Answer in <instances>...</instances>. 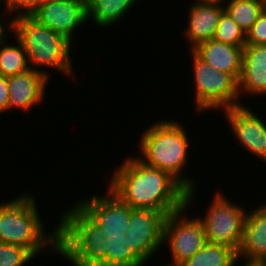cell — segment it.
Instances as JSON below:
<instances>
[{"label":"cell","instance_id":"cell-1","mask_svg":"<svg viewBox=\"0 0 266 266\" xmlns=\"http://www.w3.org/2000/svg\"><path fill=\"white\" fill-rule=\"evenodd\" d=\"M110 190L133 209H150L165 216L186 206L187 190L168 172L128 159L111 179Z\"/></svg>","mask_w":266,"mask_h":266},{"label":"cell","instance_id":"cell-25","mask_svg":"<svg viewBox=\"0 0 266 266\" xmlns=\"http://www.w3.org/2000/svg\"><path fill=\"white\" fill-rule=\"evenodd\" d=\"M246 44L266 45V12H262L255 24L246 32Z\"/></svg>","mask_w":266,"mask_h":266},{"label":"cell","instance_id":"cell-15","mask_svg":"<svg viewBox=\"0 0 266 266\" xmlns=\"http://www.w3.org/2000/svg\"><path fill=\"white\" fill-rule=\"evenodd\" d=\"M266 94V45L246 44L242 53V73L238 91Z\"/></svg>","mask_w":266,"mask_h":266},{"label":"cell","instance_id":"cell-19","mask_svg":"<svg viewBox=\"0 0 266 266\" xmlns=\"http://www.w3.org/2000/svg\"><path fill=\"white\" fill-rule=\"evenodd\" d=\"M137 0H87V18L93 17L100 26L119 21Z\"/></svg>","mask_w":266,"mask_h":266},{"label":"cell","instance_id":"cell-20","mask_svg":"<svg viewBox=\"0 0 266 266\" xmlns=\"http://www.w3.org/2000/svg\"><path fill=\"white\" fill-rule=\"evenodd\" d=\"M106 266H142L145 262L134 252L128 235L106 237Z\"/></svg>","mask_w":266,"mask_h":266},{"label":"cell","instance_id":"cell-9","mask_svg":"<svg viewBox=\"0 0 266 266\" xmlns=\"http://www.w3.org/2000/svg\"><path fill=\"white\" fill-rule=\"evenodd\" d=\"M107 196H93L78 207L106 234L117 237L129 231L131 207L109 189Z\"/></svg>","mask_w":266,"mask_h":266},{"label":"cell","instance_id":"cell-21","mask_svg":"<svg viewBox=\"0 0 266 266\" xmlns=\"http://www.w3.org/2000/svg\"><path fill=\"white\" fill-rule=\"evenodd\" d=\"M18 45H0V75L9 77L31 69L28 56L22 43Z\"/></svg>","mask_w":266,"mask_h":266},{"label":"cell","instance_id":"cell-12","mask_svg":"<svg viewBox=\"0 0 266 266\" xmlns=\"http://www.w3.org/2000/svg\"><path fill=\"white\" fill-rule=\"evenodd\" d=\"M234 134L252 154L266 160V125L243 105L224 110Z\"/></svg>","mask_w":266,"mask_h":266},{"label":"cell","instance_id":"cell-10","mask_svg":"<svg viewBox=\"0 0 266 266\" xmlns=\"http://www.w3.org/2000/svg\"><path fill=\"white\" fill-rule=\"evenodd\" d=\"M30 15L71 41L72 32L88 20L87 0H42Z\"/></svg>","mask_w":266,"mask_h":266},{"label":"cell","instance_id":"cell-28","mask_svg":"<svg viewBox=\"0 0 266 266\" xmlns=\"http://www.w3.org/2000/svg\"><path fill=\"white\" fill-rule=\"evenodd\" d=\"M3 24H1L0 23V45L1 44H4V40L3 39H5L4 38V33L6 32L5 30H4V27L2 26ZM3 42V43H2Z\"/></svg>","mask_w":266,"mask_h":266},{"label":"cell","instance_id":"cell-4","mask_svg":"<svg viewBox=\"0 0 266 266\" xmlns=\"http://www.w3.org/2000/svg\"><path fill=\"white\" fill-rule=\"evenodd\" d=\"M39 219L34 198L29 195L0 204V242L21 246L34 257L47 245L58 252V226L46 237Z\"/></svg>","mask_w":266,"mask_h":266},{"label":"cell","instance_id":"cell-8","mask_svg":"<svg viewBox=\"0 0 266 266\" xmlns=\"http://www.w3.org/2000/svg\"><path fill=\"white\" fill-rule=\"evenodd\" d=\"M188 206L165 218L163 227V242L169 241L173 264L179 266L194 256L206 244L207 238L200 218L187 219L181 217ZM181 219H180V218Z\"/></svg>","mask_w":266,"mask_h":266},{"label":"cell","instance_id":"cell-5","mask_svg":"<svg viewBox=\"0 0 266 266\" xmlns=\"http://www.w3.org/2000/svg\"><path fill=\"white\" fill-rule=\"evenodd\" d=\"M9 22L10 29L26 51L31 68V64H38L58 68L66 74L72 72L69 56L72 41L39 23L30 14L17 13Z\"/></svg>","mask_w":266,"mask_h":266},{"label":"cell","instance_id":"cell-29","mask_svg":"<svg viewBox=\"0 0 266 266\" xmlns=\"http://www.w3.org/2000/svg\"><path fill=\"white\" fill-rule=\"evenodd\" d=\"M200 3L220 4L223 0H198Z\"/></svg>","mask_w":266,"mask_h":266},{"label":"cell","instance_id":"cell-22","mask_svg":"<svg viewBox=\"0 0 266 266\" xmlns=\"http://www.w3.org/2000/svg\"><path fill=\"white\" fill-rule=\"evenodd\" d=\"M230 1V0H229ZM225 11L247 32L263 12L262 0H231Z\"/></svg>","mask_w":266,"mask_h":266},{"label":"cell","instance_id":"cell-27","mask_svg":"<svg viewBox=\"0 0 266 266\" xmlns=\"http://www.w3.org/2000/svg\"><path fill=\"white\" fill-rule=\"evenodd\" d=\"M9 92L7 77L0 75V113L8 110Z\"/></svg>","mask_w":266,"mask_h":266},{"label":"cell","instance_id":"cell-6","mask_svg":"<svg viewBox=\"0 0 266 266\" xmlns=\"http://www.w3.org/2000/svg\"><path fill=\"white\" fill-rule=\"evenodd\" d=\"M197 109H225L240 106L238 82L228 73L218 71L203 61L193 50Z\"/></svg>","mask_w":266,"mask_h":266},{"label":"cell","instance_id":"cell-17","mask_svg":"<svg viewBox=\"0 0 266 266\" xmlns=\"http://www.w3.org/2000/svg\"><path fill=\"white\" fill-rule=\"evenodd\" d=\"M240 256H245L248 263H255L266 256V205L247 214L243 239L238 250V258Z\"/></svg>","mask_w":266,"mask_h":266},{"label":"cell","instance_id":"cell-13","mask_svg":"<svg viewBox=\"0 0 266 266\" xmlns=\"http://www.w3.org/2000/svg\"><path fill=\"white\" fill-rule=\"evenodd\" d=\"M47 79V74L37 70V68H31L23 73L7 77L8 110L14 107L26 110L41 102L45 87H47Z\"/></svg>","mask_w":266,"mask_h":266},{"label":"cell","instance_id":"cell-16","mask_svg":"<svg viewBox=\"0 0 266 266\" xmlns=\"http://www.w3.org/2000/svg\"><path fill=\"white\" fill-rule=\"evenodd\" d=\"M225 8L220 4L196 2L190 8L188 29L185 32L192 49L198 44L214 39L216 29Z\"/></svg>","mask_w":266,"mask_h":266},{"label":"cell","instance_id":"cell-11","mask_svg":"<svg viewBox=\"0 0 266 266\" xmlns=\"http://www.w3.org/2000/svg\"><path fill=\"white\" fill-rule=\"evenodd\" d=\"M165 218L159 211L131 208L129 231L126 234L130 246L144 262L163 245Z\"/></svg>","mask_w":266,"mask_h":266},{"label":"cell","instance_id":"cell-3","mask_svg":"<svg viewBox=\"0 0 266 266\" xmlns=\"http://www.w3.org/2000/svg\"><path fill=\"white\" fill-rule=\"evenodd\" d=\"M58 224V253L74 266H106V234L78 206Z\"/></svg>","mask_w":266,"mask_h":266},{"label":"cell","instance_id":"cell-23","mask_svg":"<svg viewBox=\"0 0 266 266\" xmlns=\"http://www.w3.org/2000/svg\"><path fill=\"white\" fill-rule=\"evenodd\" d=\"M214 39L239 47L246 45V32L224 11L220 17Z\"/></svg>","mask_w":266,"mask_h":266},{"label":"cell","instance_id":"cell-30","mask_svg":"<svg viewBox=\"0 0 266 266\" xmlns=\"http://www.w3.org/2000/svg\"><path fill=\"white\" fill-rule=\"evenodd\" d=\"M257 266H266V256L260 258L257 262H255Z\"/></svg>","mask_w":266,"mask_h":266},{"label":"cell","instance_id":"cell-14","mask_svg":"<svg viewBox=\"0 0 266 266\" xmlns=\"http://www.w3.org/2000/svg\"><path fill=\"white\" fill-rule=\"evenodd\" d=\"M243 48L212 39L198 44L192 50L203 61L218 71L230 74L239 82L242 73Z\"/></svg>","mask_w":266,"mask_h":266},{"label":"cell","instance_id":"cell-18","mask_svg":"<svg viewBox=\"0 0 266 266\" xmlns=\"http://www.w3.org/2000/svg\"><path fill=\"white\" fill-rule=\"evenodd\" d=\"M238 251L222 244L208 243L179 266H234Z\"/></svg>","mask_w":266,"mask_h":266},{"label":"cell","instance_id":"cell-24","mask_svg":"<svg viewBox=\"0 0 266 266\" xmlns=\"http://www.w3.org/2000/svg\"><path fill=\"white\" fill-rule=\"evenodd\" d=\"M33 257L21 246L0 242V266H23Z\"/></svg>","mask_w":266,"mask_h":266},{"label":"cell","instance_id":"cell-26","mask_svg":"<svg viewBox=\"0 0 266 266\" xmlns=\"http://www.w3.org/2000/svg\"><path fill=\"white\" fill-rule=\"evenodd\" d=\"M42 0H5L8 12L20 9L25 12L18 11L20 14H30Z\"/></svg>","mask_w":266,"mask_h":266},{"label":"cell","instance_id":"cell-7","mask_svg":"<svg viewBox=\"0 0 266 266\" xmlns=\"http://www.w3.org/2000/svg\"><path fill=\"white\" fill-rule=\"evenodd\" d=\"M203 224L207 242L222 244L239 250L244 233L246 215L243 208L233 205L221 193L215 195Z\"/></svg>","mask_w":266,"mask_h":266},{"label":"cell","instance_id":"cell-32","mask_svg":"<svg viewBox=\"0 0 266 266\" xmlns=\"http://www.w3.org/2000/svg\"><path fill=\"white\" fill-rule=\"evenodd\" d=\"M245 266H257V265H256V263H248L247 262Z\"/></svg>","mask_w":266,"mask_h":266},{"label":"cell","instance_id":"cell-31","mask_svg":"<svg viewBox=\"0 0 266 266\" xmlns=\"http://www.w3.org/2000/svg\"><path fill=\"white\" fill-rule=\"evenodd\" d=\"M263 11L266 12V0H262Z\"/></svg>","mask_w":266,"mask_h":266},{"label":"cell","instance_id":"cell-2","mask_svg":"<svg viewBox=\"0 0 266 266\" xmlns=\"http://www.w3.org/2000/svg\"><path fill=\"white\" fill-rule=\"evenodd\" d=\"M140 144L143 155L140 161L175 178L187 190L186 205L189 206L195 184L180 174L188 157L189 146L184 128L175 121L158 122L142 134Z\"/></svg>","mask_w":266,"mask_h":266}]
</instances>
